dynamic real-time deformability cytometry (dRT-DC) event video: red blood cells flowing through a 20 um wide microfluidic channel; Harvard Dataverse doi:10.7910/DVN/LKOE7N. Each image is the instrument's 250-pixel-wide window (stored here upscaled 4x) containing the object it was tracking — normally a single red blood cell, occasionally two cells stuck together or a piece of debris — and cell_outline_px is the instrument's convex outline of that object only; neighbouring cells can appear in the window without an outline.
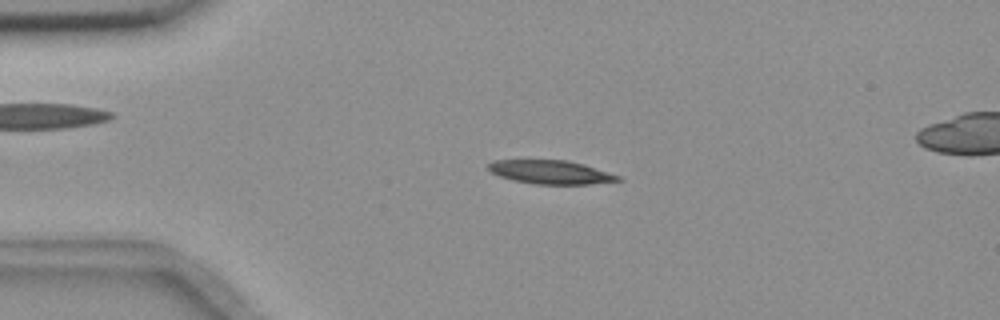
{"species": "common noctule bat (a hibernating species)", "species_latin": "Nyctalus noctula", "temperature_condition": "room temperature", "stored_images_in_passage": 56, "segment_of_instrument_passage": [1, 2], "camera_frame_rate_fps": 3000, "um_per_image_px": 0.085, "animal": {"sex": "female", "body_mass_g": 18.4}, "frame": {"image": 1, "passage_image": 12, "time_ms": 3.667, "image_size_px": [1000, 320], "cell_outline_px": [[624, 180], [588, 184], [536, 184], [512, 180], [500, 176], [492, 172], [488, 168], [488, 164], [496, 160], [564, 160], [584, 164], [620, 176]], "centroid_in_image_um": [46.82, 14.63], "position_along_channel_um": 38.2, "area_um2": 17.69}}
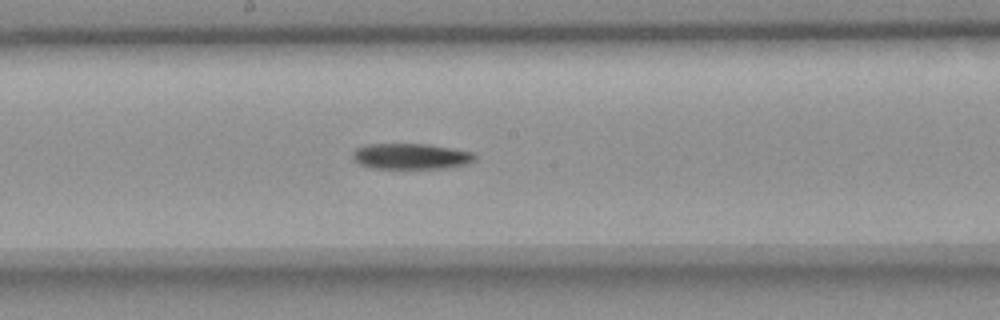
{"frame": {"image": 2, "passage_image": 29, "time_ms": 9.333, "image_size_px": [1000, 320], "cell_outline_px": [[476, 156], [468, 164], [448, 168], [372, 168], [360, 164], [352, 156], [352, 152], [356, 148], [368, 144], [428, 144], [452, 148], [472, 152]], "centroid_in_image_um": [34.93, 13.28], "position_along_channel_um": 213.3, "area_um2": 18.26}}
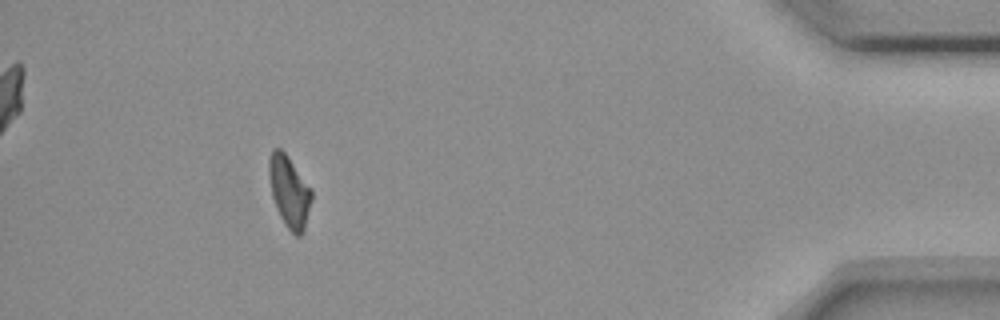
{"frame": {"image": 3, "passage_image": 50, "time_ms": 16.333, "image_size_px": [1000, 320], "cell_outline_px": [[312, 200], [304, 232], [300, 236], [296, 236], [288, 228], [280, 216], [272, 196], [268, 172], [268, 160], [272, 148], [280, 148], [288, 156], [312, 188]], "centroid_in_image_um": [24.6, 16.26], "position_along_channel_um": 410.6, "area_um2": 17.92}}